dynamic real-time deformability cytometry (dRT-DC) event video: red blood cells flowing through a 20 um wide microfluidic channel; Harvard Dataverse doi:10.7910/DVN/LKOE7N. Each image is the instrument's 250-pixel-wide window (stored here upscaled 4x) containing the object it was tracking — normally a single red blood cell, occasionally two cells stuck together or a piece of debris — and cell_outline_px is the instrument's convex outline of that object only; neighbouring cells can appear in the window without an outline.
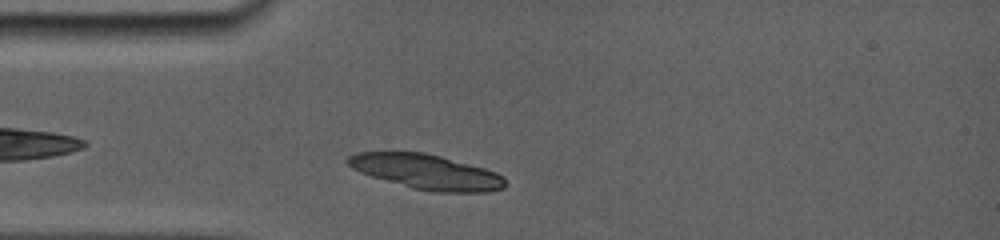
{"species": "common noctule bat (a hibernating species)", "species_latin": "Nyctalus noctula", "temperature_condition": "room temperature", "stored_images_in_passage": 1, "camera_frame_rate_fps": 5000, "um_per_image_px": 0.085, "animal": {"sex": "female", "body_mass_g": 19.0, "forearm_length_mm": 56.7}, "frame": {"image": 1, "passage_image": 1, "time_ms": 0.0, "image_size_px": [1000, 240], "cell_outline_px": [[504, 188], [488, 192], [432, 192], [412, 188], [372, 176], [360, 172], [352, 168], [344, 160], [348, 156], [360, 152], [420, 152], [440, 156], [484, 168], [496, 172], [504, 176]], "centroid_in_image_um": [36.25, 14.61], "position_along_channel_um": 48.8, "area_um2": 31.73}}